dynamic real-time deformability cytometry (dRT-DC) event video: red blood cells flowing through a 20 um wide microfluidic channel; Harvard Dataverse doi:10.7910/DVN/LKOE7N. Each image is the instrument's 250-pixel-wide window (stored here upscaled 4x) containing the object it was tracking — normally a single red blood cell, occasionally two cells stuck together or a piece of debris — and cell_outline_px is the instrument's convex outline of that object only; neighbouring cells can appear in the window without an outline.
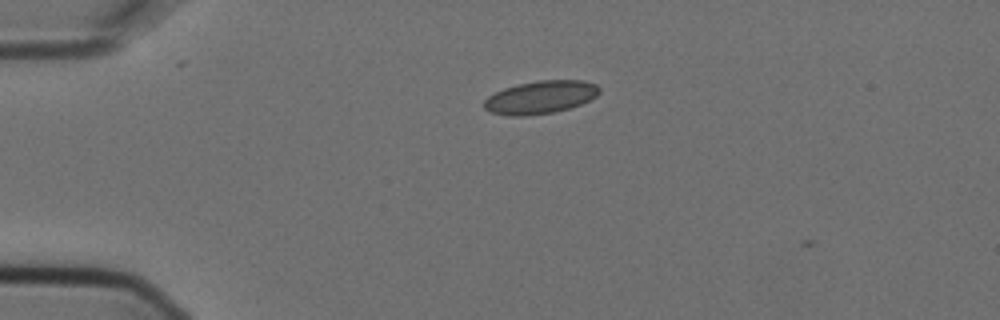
{"species": "Egyptian fruit bat (a non-hibernating species)", "species_latin": "Rousettus aegyptiacus", "temperature_condition": "cold", "stored_images_in_passage": 3, "camera_frame_rate_fps": 3000, "um_per_image_px": 0.085, "animal": {"sex": "female"}, "frame": {"image": 1, "passage_image": 2, "time_ms": 0.333, "image_size_px": [1000, 320], "cell_outline_px": [[600, 92], [596, 96], [580, 104], [568, 108], [552, 112], [524, 116], [508, 116], [492, 112], [484, 108], [484, 100], [488, 96], [504, 88], [516, 84], [540, 80], [584, 80], [596, 84], [600, 88]], "centroid_in_image_um": [45.93, 8.25], "position_along_channel_um": 39.1, "area_um2": 22.02}}